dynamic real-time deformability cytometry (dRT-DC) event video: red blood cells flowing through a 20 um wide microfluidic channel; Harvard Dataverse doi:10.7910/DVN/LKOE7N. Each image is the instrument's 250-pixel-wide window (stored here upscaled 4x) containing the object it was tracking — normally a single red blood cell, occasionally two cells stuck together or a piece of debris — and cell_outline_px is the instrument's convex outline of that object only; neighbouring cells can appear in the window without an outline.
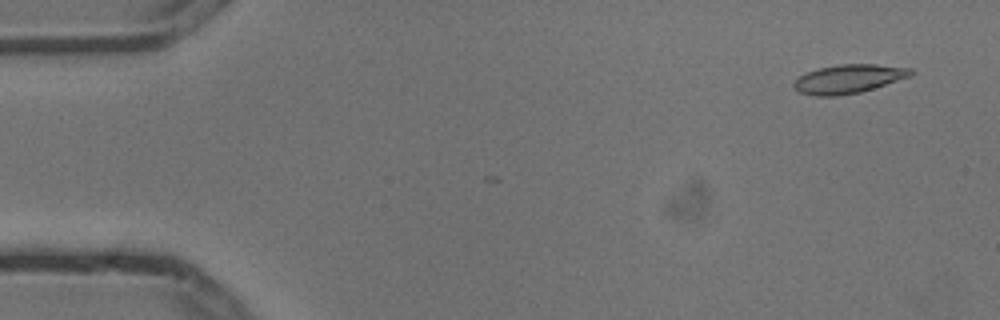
{"species": "common noctule bat (a hibernating species)", "species_latin": "Nyctalus noctula", "temperature_condition": "cold", "stored_images_in_passage": 5, "camera_frame_rate_fps": 3000, "um_per_image_px": 0.085, "animal": {"sex": "male", "body_mass_g": 13.3}, "frame": {"image": 1, "passage_image": 1, "time_ms": 0.0, "image_size_px": [1000, 320], "cell_outline_px": [[916, 72], [912, 76], [860, 92], [836, 96], [816, 96], [800, 92], [792, 84], [800, 76], [808, 72], [820, 68], [840, 64], [876, 64], [912, 68]], "centroid_in_image_um": [72.19, 6.7], "position_along_channel_um": 12.8, "area_um2": 19.48}}